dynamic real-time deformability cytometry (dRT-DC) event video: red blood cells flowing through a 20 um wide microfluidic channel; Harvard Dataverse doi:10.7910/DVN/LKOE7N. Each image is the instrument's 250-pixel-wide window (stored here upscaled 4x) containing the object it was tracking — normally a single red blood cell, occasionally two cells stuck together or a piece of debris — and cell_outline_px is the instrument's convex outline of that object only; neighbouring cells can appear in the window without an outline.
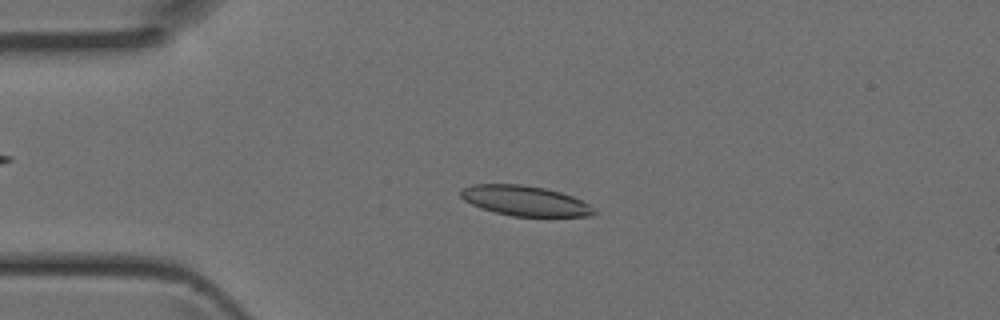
{"species": "Egyptian fruit bat (a non-hibernating species)", "species_latin": "Rousettus aegyptiacus", "temperature_condition": "room temperature", "stored_images_in_passage": 44, "camera_frame_rate_fps": 3000, "um_per_image_px": 0.085, "animal": {"sex": "female"}, "frame": {"image": 1, "passage_image": 10, "time_ms": 3.0, "image_size_px": [1000, 320], "cell_outline_px": [[600, 212], [592, 216], [512, 216], [480, 208], [464, 200], [460, 196], [460, 188], [472, 184], [524, 184], [544, 188], [560, 192], [572, 196], [588, 204]], "centroid_in_image_um": [44.62, 17.06], "position_along_channel_um": 40.4, "area_um2": 23.47}}
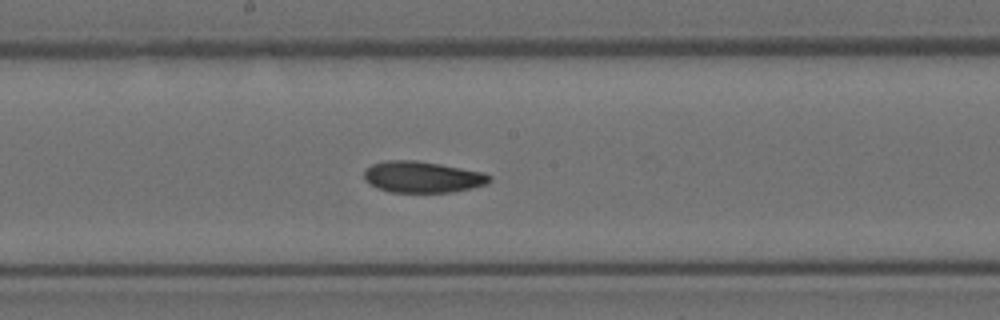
{"frame": {"image": 2, "passage_image": 23, "time_ms": 7.333, "image_size_px": [1000, 320], "cell_outline_px": [[492, 180], [488, 184], [472, 188], [452, 192], [392, 192], [376, 188], [368, 184], [364, 180], [364, 172], [372, 164], [388, 160], [416, 160], [440, 164], [484, 172], [492, 176]], "centroid_in_image_um": [35.93, 15.05], "position_along_channel_um": 212.3, "area_um2": 23.06}}
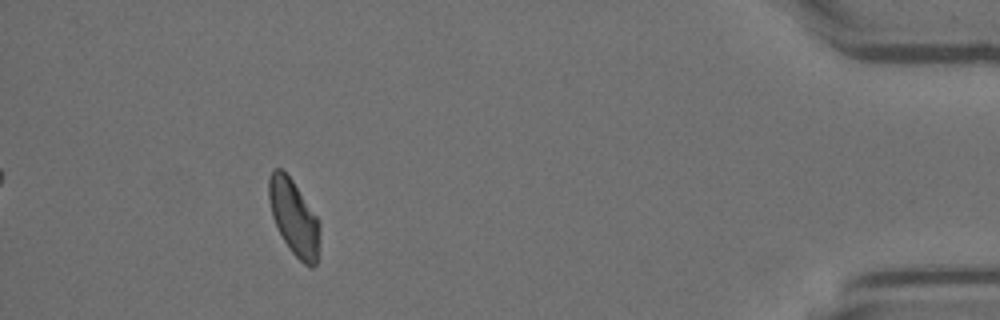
{"frame": {"image": 3, "passage_image": 40, "time_ms": 13.0, "image_size_px": [1000, 320], "cell_outline_px": [[320, 224], [316, 264], [312, 268], [308, 268], [288, 248], [272, 216], [268, 196], [268, 176], [272, 168], [280, 168], [292, 180], [320, 220]], "centroid_in_image_um": [24.98, 18.47], "position_along_channel_um": 410.2, "area_um2": 22.31}}